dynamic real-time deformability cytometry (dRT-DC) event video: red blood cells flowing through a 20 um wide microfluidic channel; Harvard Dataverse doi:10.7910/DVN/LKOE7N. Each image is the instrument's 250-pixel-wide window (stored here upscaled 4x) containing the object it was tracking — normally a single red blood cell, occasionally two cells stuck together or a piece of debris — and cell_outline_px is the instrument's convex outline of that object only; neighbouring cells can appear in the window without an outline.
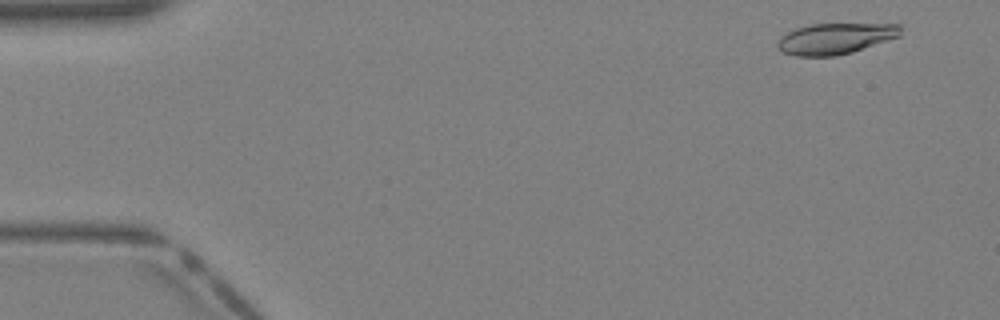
{"species": "Egyptian fruit bat (a non-hibernating species)", "species_latin": "Rousettus aegyptiacus", "temperature_condition": "warm", "stored_images_in_passage": 40, "camera_frame_rate_fps": 3000, "um_per_image_px": 0.085, "animal": {"sex": "female"}, "frame": {"image": 1, "passage_image": 3, "time_ms": 0.667, "image_size_px": [1000, 320], "cell_outline_px": [[900, 36], [852, 52], [836, 56], [796, 56], [784, 52], [776, 48], [776, 44], [780, 36], [784, 32], [792, 28], [808, 24], [900, 24]], "centroid_in_image_um": [70.92, 3.27], "position_along_channel_um": 14.1, "area_um2": 22.43}}
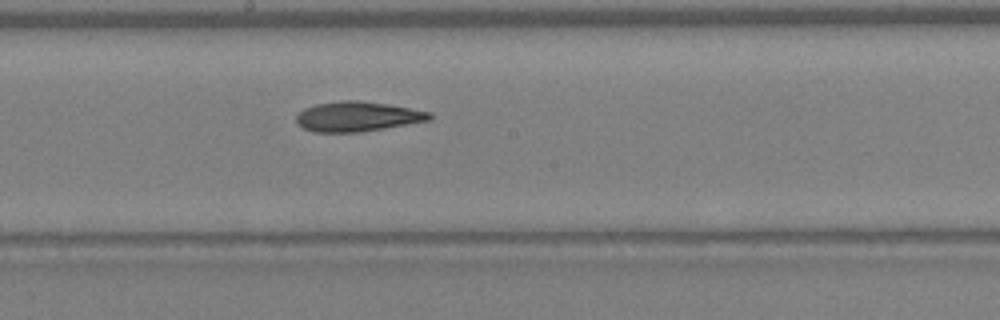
{"frame": {"image": 2, "passage_image": 22, "time_ms": 7.0, "image_size_px": [1000, 320], "cell_outline_px": [[432, 116], [428, 120], [360, 132], [312, 132], [296, 124], [296, 116], [304, 108], [316, 104], [344, 100], [356, 100], [388, 104], [432, 112]], "centroid_in_image_um": [30.34, 9.9], "position_along_channel_um": 217.9, "area_um2": 23.0}}
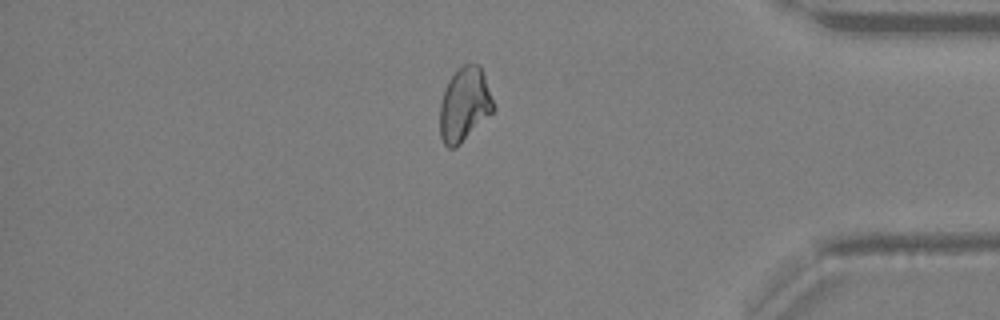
{"frame": {"image": 3, "passage_image": 34, "time_ms": 11.0, "image_size_px": [1000, 320], "cell_outline_px": [[496, 108], [456, 148], [448, 148], [444, 144], [440, 136], [440, 104], [444, 88], [448, 80], [456, 68], [464, 64], [480, 64]], "centroid_in_image_um": [39.46, 8.87], "position_along_channel_um": 395.7, "area_um2": 23.18}}